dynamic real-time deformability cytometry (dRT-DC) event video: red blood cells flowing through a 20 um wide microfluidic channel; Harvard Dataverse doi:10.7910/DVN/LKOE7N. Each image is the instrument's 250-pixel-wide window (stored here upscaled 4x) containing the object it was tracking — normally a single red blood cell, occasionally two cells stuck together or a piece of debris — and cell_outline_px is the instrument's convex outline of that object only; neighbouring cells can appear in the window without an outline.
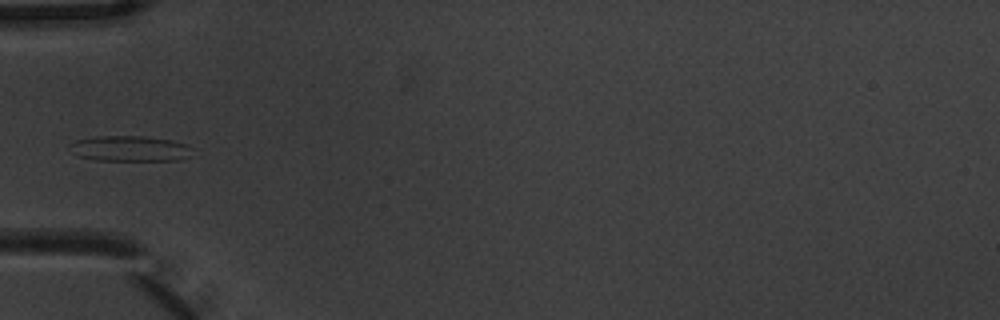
{"species": "common noctule bat (a hibernating species)", "species_latin": "Nyctalus noctula", "temperature_condition": "warm", "stored_images_in_passage": 6, "camera_frame_rate_fps": 3000, "um_per_image_px": 0.085, "animal": {"sex": "male", "body_mass_g": 20.1, "forearm_length_mm": 53.5}, "frame": {"image": 1, "passage_image": 5, "time_ms": 1.333, "image_size_px": [1000, 320], "cell_outline_px": [[188, 156], [180, 160], [96, 160], [80, 156], [68, 148], [68, 144], [76, 140], [96, 136], [140, 136], [172, 140], [188, 144]], "centroid_in_image_um": [10.98, 12.62], "position_along_channel_um": 74.0, "area_um2": 17.98}}
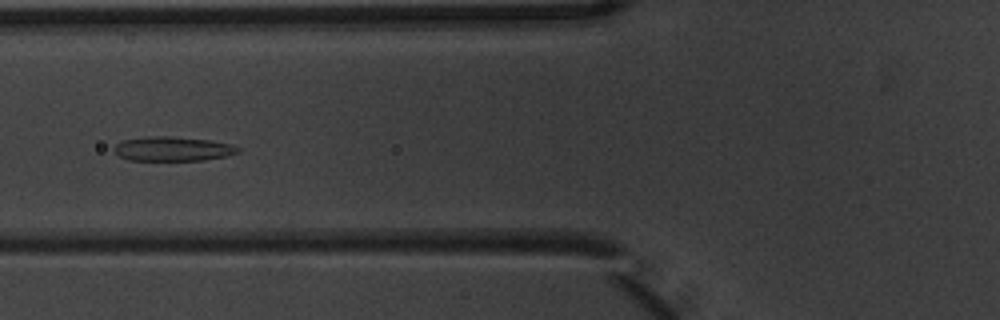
{"frame": {"image": 2, "passage_image": 6, "time_ms": 1.667, "image_size_px": [1000, 320], "cell_outline_px": [[240, 152], [228, 156], [204, 160], [128, 160], [120, 156], [112, 148], [120, 140], [148, 136], [172, 136], [208, 140], [232, 144], [240, 148]], "centroid_in_image_um": [14.69, 12.64], "position_along_channel_um": 111.1, "area_um2": 17.74}}